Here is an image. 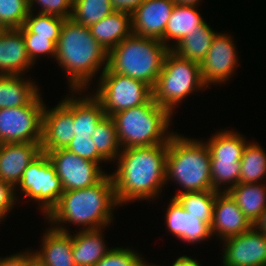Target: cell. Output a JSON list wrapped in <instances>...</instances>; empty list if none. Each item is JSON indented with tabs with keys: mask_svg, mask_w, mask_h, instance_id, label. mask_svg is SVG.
Segmentation results:
<instances>
[{
	"mask_svg": "<svg viewBox=\"0 0 266 266\" xmlns=\"http://www.w3.org/2000/svg\"><path fill=\"white\" fill-rule=\"evenodd\" d=\"M168 143L122 149L117 170L111 174L119 205L154 199L166 182Z\"/></svg>",
	"mask_w": 266,
	"mask_h": 266,
	"instance_id": "cell-1",
	"label": "cell"
},
{
	"mask_svg": "<svg viewBox=\"0 0 266 266\" xmlns=\"http://www.w3.org/2000/svg\"><path fill=\"white\" fill-rule=\"evenodd\" d=\"M59 66L68 76L71 90L79 93L99 71L108 67V51L91 35L87 26L65 19L56 43ZM85 87V88H84Z\"/></svg>",
	"mask_w": 266,
	"mask_h": 266,
	"instance_id": "cell-2",
	"label": "cell"
},
{
	"mask_svg": "<svg viewBox=\"0 0 266 266\" xmlns=\"http://www.w3.org/2000/svg\"><path fill=\"white\" fill-rule=\"evenodd\" d=\"M118 205L109 174L94 186L64 191L46 219L58 225L65 222L84 225L83 230L103 229L111 223V210Z\"/></svg>",
	"mask_w": 266,
	"mask_h": 266,
	"instance_id": "cell-3",
	"label": "cell"
},
{
	"mask_svg": "<svg viewBox=\"0 0 266 266\" xmlns=\"http://www.w3.org/2000/svg\"><path fill=\"white\" fill-rule=\"evenodd\" d=\"M169 179L181 185L184 190L180 193L213 190L206 143L173 133L167 148L166 183Z\"/></svg>",
	"mask_w": 266,
	"mask_h": 266,
	"instance_id": "cell-4",
	"label": "cell"
},
{
	"mask_svg": "<svg viewBox=\"0 0 266 266\" xmlns=\"http://www.w3.org/2000/svg\"><path fill=\"white\" fill-rule=\"evenodd\" d=\"M169 50L160 40L132 33L108 52V68L153 89Z\"/></svg>",
	"mask_w": 266,
	"mask_h": 266,
	"instance_id": "cell-5",
	"label": "cell"
},
{
	"mask_svg": "<svg viewBox=\"0 0 266 266\" xmlns=\"http://www.w3.org/2000/svg\"><path fill=\"white\" fill-rule=\"evenodd\" d=\"M171 116L166 108L159 106L153 97L145 104L113 114L117 138L121 149L149 147L168 143Z\"/></svg>",
	"mask_w": 266,
	"mask_h": 266,
	"instance_id": "cell-6",
	"label": "cell"
},
{
	"mask_svg": "<svg viewBox=\"0 0 266 266\" xmlns=\"http://www.w3.org/2000/svg\"><path fill=\"white\" fill-rule=\"evenodd\" d=\"M197 88H206L200 64L185 59L170 49L165 55L162 70L152 89L154 101L172 114L175 105Z\"/></svg>",
	"mask_w": 266,
	"mask_h": 266,
	"instance_id": "cell-7",
	"label": "cell"
},
{
	"mask_svg": "<svg viewBox=\"0 0 266 266\" xmlns=\"http://www.w3.org/2000/svg\"><path fill=\"white\" fill-rule=\"evenodd\" d=\"M95 97L107 116L147 103L153 97L152 88L143 81L102 69Z\"/></svg>",
	"mask_w": 266,
	"mask_h": 266,
	"instance_id": "cell-8",
	"label": "cell"
},
{
	"mask_svg": "<svg viewBox=\"0 0 266 266\" xmlns=\"http://www.w3.org/2000/svg\"><path fill=\"white\" fill-rule=\"evenodd\" d=\"M211 154V184L215 191L222 192L220 185L227 183L223 192H227L239 183L240 160L246 144L237 132L220 131L205 142Z\"/></svg>",
	"mask_w": 266,
	"mask_h": 266,
	"instance_id": "cell-9",
	"label": "cell"
},
{
	"mask_svg": "<svg viewBox=\"0 0 266 266\" xmlns=\"http://www.w3.org/2000/svg\"><path fill=\"white\" fill-rule=\"evenodd\" d=\"M44 108L38 94L28 105L0 109V144L41 143Z\"/></svg>",
	"mask_w": 266,
	"mask_h": 266,
	"instance_id": "cell-10",
	"label": "cell"
},
{
	"mask_svg": "<svg viewBox=\"0 0 266 266\" xmlns=\"http://www.w3.org/2000/svg\"><path fill=\"white\" fill-rule=\"evenodd\" d=\"M18 185L28 199L38 201L45 217L57 205L64 192L55 167L43 152L24 170Z\"/></svg>",
	"mask_w": 266,
	"mask_h": 266,
	"instance_id": "cell-11",
	"label": "cell"
},
{
	"mask_svg": "<svg viewBox=\"0 0 266 266\" xmlns=\"http://www.w3.org/2000/svg\"><path fill=\"white\" fill-rule=\"evenodd\" d=\"M46 154L55 167L64 191L94 186L107 175L99 163L81 158L67 149L53 150Z\"/></svg>",
	"mask_w": 266,
	"mask_h": 266,
	"instance_id": "cell-12",
	"label": "cell"
},
{
	"mask_svg": "<svg viewBox=\"0 0 266 266\" xmlns=\"http://www.w3.org/2000/svg\"><path fill=\"white\" fill-rule=\"evenodd\" d=\"M73 97H67L55 108H44L41 150L66 149L74 138Z\"/></svg>",
	"mask_w": 266,
	"mask_h": 266,
	"instance_id": "cell-13",
	"label": "cell"
},
{
	"mask_svg": "<svg viewBox=\"0 0 266 266\" xmlns=\"http://www.w3.org/2000/svg\"><path fill=\"white\" fill-rule=\"evenodd\" d=\"M223 241V266H266V234L255 226Z\"/></svg>",
	"mask_w": 266,
	"mask_h": 266,
	"instance_id": "cell-14",
	"label": "cell"
},
{
	"mask_svg": "<svg viewBox=\"0 0 266 266\" xmlns=\"http://www.w3.org/2000/svg\"><path fill=\"white\" fill-rule=\"evenodd\" d=\"M236 46L230 36L217 33L205 58L200 63L205 86L227 81L238 65Z\"/></svg>",
	"mask_w": 266,
	"mask_h": 266,
	"instance_id": "cell-15",
	"label": "cell"
},
{
	"mask_svg": "<svg viewBox=\"0 0 266 266\" xmlns=\"http://www.w3.org/2000/svg\"><path fill=\"white\" fill-rule=\"evenodd\" d=\"M174 5L173 0H145L131 13L133 34L162 42Z\"/></svg>",
	"mask_w": 266,
	"mask_h": 266,
	"instance_id": "cell-16",
	"label": "cell"
},
{
	"mask_svg": "<svg viewBox=\"0 0 266 266\" xmlns=\"http://www.w3.org/2000/svg\"><path fill=\"white\" fill-rule=\"evenodd\" d=\"M253 226L228 192L217 193L211 223L212 235L217 233L225 240L244 233Z\"/></svg>",
	"mask_w": 266,
	"mask_h": 266,
	"instance_id": "cell-17",
	"label": "cell"
},
{
	"mask_svg": "<svg viewBox=\"0 0 266 266\" xmlns=\"http://www.w3.org/2000/svg\"><path fill=\"white\" fill-rule=\"evenodd\" d=\"M41 152V143L0 144V179L16 189L24 170Z\"/></svg>",
	"mask_w": 266,
	"mask_h": 266,
	"instance_id": "cell-18",
	"label": "cell"
},
{
	"mask_svg": "<svg viewBox=\"0 0 266 266\" xmlns=\"http://www.w3.org/2000/svg\"><path fill=\"white\" fill-rule=\"evenodd\" d=\"M165 219L169 231L182 241L196 243L212 236L211 226L187 213L174 197L170 199Z\"/></svg>",
	"mask_w": 266,
	"mask_h": 266,
	"instance_id": "cell-19",
	"label": "cell"
},
{
	"mask_svg": "<svg viewBox=\"0 0 266 266\" xmlns=\"http://www.w3.org/2000/svg\"><path fill=\"white\" fill-rule=\"evenodd\" d=\"M33 65L22 32L19 29L0 30V75H21Z\"/></svg>",
	"mask_w": 266,
	"mask_h": 266,
	"instance_id": "cell-20",
	"label": "cell"
},
{
	"mask_svg": "<svg viewBox=\"0 0 266 266\" xmlns=\"http://www.w3.org/2000/svg\"><path fill=\"white\" fill-rule=\"evenodd\" d=\"M52 227L43 235L41 250L33 254L48 266H75L72 234L61 225Z\"/></svg>",
	"mask_w": 266,
	"mask_h": 266,
	"instance_id": "cell-21",
	"label": "cell"
},
{
	"mask_svg": "<svg viewBox=\"0 0 266 266\" xmlns=\"http://www.w3.org/2000/svg\"><path fill=\"white\" fill-rule=\"evenodd\" d=\"M89 29L96 41L109 52L133 33L131 13L114 11Z\"/></svg>",
	"mask_w": 266,
	"mask_h": 266,
	"instance_id": "cell-22",
	"label": "cell"
},
{
	"mask_svg": "<svg viewBox=\"0 0 266 266\" xmlns=\"http://www.w3.org/2000/svg\"><path fill=\"white\" fill-rule=\"evenodd\" d=\"M102 230H80L72 236L75 266H94L111 250L105 246Z\"/></svg>",
	"mask_w": 266,
	"mask_h": 266,
	"instance_id": "cell-23",
	"label": "cell"
},
{
	"mask_svg": "<svg viewBox=\"0 0 266 266\" xmlns=\"http://www.w3.org/2000/svg\"><path fill=\"white\" fill-rule=\"evenodd\" d=\"M195 8L197 7L180 4L174 5L172 14L166 24L162 36V43L166 47L172 49L167 41H175L174 43L177 45L186 34L195 29H199V25H202L205 22Z\"/></svg>",
	"mask_w": 266,
	"mask_h": 266,
	"instance_id": "cell-24",
	"label": "cell"
},
{
	"mask_svg": "<svg viewBox=\"0 0 266 266\" xmlns=\"http://www.w3.org/2000/svg\"><path fill=\"white\" fill-rule=\"evenodd\" d=\"M254 225L266 209V187L259 183H238L227 191Z\"/></svg>",
	"mask_w": 266,
	"mask_h": 266,
	"instance_id": "cell-25",
	"label": "cell"
},
{
	"mask_svg": "<svg viewBox=\"0 0 266 266\" xmlns=\"http://www.w3.org/2000/svg\"><path fill=\"white\" fill-rule=\"evenodd\" d=\"M73 96L74 137H88L106 116L100 101L93 95L82 98Z\"/></svg>",
	"mask_w": 266,
	"mask_h": 266,
	"instance_id": "cell-26",
	"label": "cell"
},
{
	"mask_svg": "<svg viewBox=\"0 0 266 266\" xmlns=\"http://www.w3.org/2000/svg\"><path fill=\"white\" fill-rule=\"evenodd\" d=\"M22 75H0V109L28 105L38 94L35 83Z\"/></svg>",
	"mask_w": 266,
	"mask_h": 266,
	"instance_id": "cell-27",
	"label": "cell"
},
{
	"mask_svg": "<svg viewBox=\"0 0 266 266\" xmlns=\"http://www.w3.org/2000/svg\"><path fill=\"white\" fill-rule=\"evenodd\" d=\"M216 34L205 21L202 25H199V29L186 34L177 45L172 46L171 50L185 59L200 64L211 47Z\"/></svg>",
	"mask_w": 266,
	"mask_h": 266,
	"instance_id": "cell-28",
	"label": "cell"
},
{
	"mask_svg": "<svg viewBox=\"0 0 266 266\" xmlns=\"http://www.w3.org/2000/svg\"><path fill=\"white\" fill-rule=\"evenodd\" d=\"M217 193L218 191L215 190L184 193L178 192L174 198L178 200L187 213L211 226Z\"/></svg>",
	"mask_w": 266,
	"mask_h": 266,
	"instance_id": "cell-29",
	"label": "cell"
},
{
	"mask_svg": "<svg viewBox=\"0 0 266 266\" xmlns=\"http://www.w3.org/2000/svg\"><path fill=\"white\" fill-rule=\"evenodd\" d=\"M240 165L239 183H258L266 176L265 151L257 143H247Z\"/></svg>",
	"mask_w": 266,
	"mask_h": 266,
	"instance_id": "cell-30",
	"label": "cell"
},
{
	"mask_svg": "<svg viewBox=\"0 0 266 266\" xmlns=\"http://www.w3.org/2000/svg\"><path fill=\"white\" fill-rule=\"evenodd\" d=\"M98 153L106 161H115L122 149L117 138L116 125L111 116H105L96 126L91 135ZM120 150V151H119Z\"/></svg>",
	"mask_w": 266,
	"mask_h": 266,
	"instance_id": "cell-31",
	"label": "cell"
},
{
	"mask_svg": "<svg viewBox=\"0 0 266 266\" xmlns=\"http://www.w3.org/2000/svg\"><path fill=\"white\" fill-rule=\"evenodd\" d=\"M114 11L111 0H73L71 19L90 27Z\"/></svg>",
	"mask_w": 266,
	"mask_h": 266,
	"instance_id": "cell-32",
	"label": "cell"
},
{
	"mask_svg": "<svg viewBox=\"0 0 266 266\" xmlns=\"http://www.w3.org/2000/svg\"><path fill=\"white\" fill-rule=\"evenodd\" d=\"M33 16L34 14L29 12L23 26L19 30L21 32H32L35 36L48 37V39L56 44L65 19L43 13H38V15Z\"/></svg>",
	"mask_w": 266,
	"mask_h": 266,
	"instance_id": "cell-33",
	"label": "cell"
},
{
	"mask_svg": "<svg viewBox=\"0 0 266 266\" xmlns=\"http://www.w3.org/2000/svg\"><path fill=\"white\" fill-rule=\"evenodd\" d=\"M29 12V0H0V28L19 29Z\"/></svg>",
	"mask_w": 266,
	"mask_h": 266,
	"instance_id": "cell-34",
	"label": "cell"
},
{
	"mask_svg": "<svg viewBox=\"0 0 266 266\" xmlns=\"http://www.w3.org/2000/svg\"><path fill=\"white\" fill-rule=\"evenodd\" d=\"M143 258L129 248H111L94 266H141Z\"/></svg>",
	"mask_w": 266,
	"mask_h": 266,
	"instance_id": "cell-35",
	"label": "cell"
},
{
	"mask_svg": "<svg viewBox=\"0 0 266 266\" xmlns=\"http://www.w3.org/2000/svg\"><path fill=\"white\" fill-rule=\"evenodd\" d=\"M22 36L25 42L27 54L34 64L36 57L39 54H47L53 57L56 56V44L48 39V37L35 36L32 32H22Z\"/></svg>",
	"mask_w": 266,
	"mask_h": 266,
	"instance_id": "cell-36",
	"label": "cell"
},
{
	"mask_svg": "<svg viewBox=\"0 0 266 266\" xmlns=\"http://www.w3.org/2000/svg\"><path fill=\"white\" fill-rule=\"evenodd\" d=\"M34 3L40 4L39 6L42 7V10L38 13L54 15L64 19L71 18L73 0H29L30 12L33 11Z\"/></svg>",
	"mask_w": 266,
	"mask_h": 266,
	"instance_id": "cell-37",
	"label": "cell"
},
{
	"mask_svg": "<svg viewBox=\"0 0 266 266\" xmlns=\"http://www.w3.org/2000/svg\"><path fill=\"white\" fill-rule=\"evenodd\" d=\"M68 151L75 153L81 158L99 163L106 161L97 151L95 143L92 138L88 137H74L66 148Z\"/></svg>",
	"mask_w": 266,
	"mask_h": 266,
	"instance_id": "cell-38",
	"label": "cell"
},
{
	"mask_svg": "<svg viewBox=\"0 0 266 266\" xmlns=\"http://www.w3.org/2000/svg\"><path fill=\"white\" fill-rule=\"evenodd\" d=\"M16 197L14 187L0 179V221L8 214L13 205L16 204Z\"/></svg>",
	"mask_w": 266,
	"mask_h": 266,
	"instance_id": "cell-39",
	"label": "cell"
},
{
	"mask_svg": "<svg viewBox=\"0 0 266 266\" xmlns=\"http://www.w3.org/2000/svg\"><path fill=\"white\" fill-rule=\"evenodd\" d=\"M0 266H29V251L16 253L5 258L0 257Z\"/></svg>",
	"mask_w": 266,
	"mask_h": 266,
	"instance_id": "cell-40",
	"label": "cell"
},
{
	"mask_svg": "<svg viewBox=\"0 0 266 266\" xmlns=\"http://www.w3.org/2000/svg\"><path fill=\"white\" fill-rule=\"evenodd\" d=\"M145 0H111L115 11H123L132 13L137 9Z\"/></svg>",
	"mask_w": 266,
	"mask_h": 266,
	"instance_id": "cell-41",
	"label": "cell"
},
{
	"mask_svg": "<svg viewBox=\"0 0 266 266\" xmlns=\"http://www.w3.org/2000/svg\"><path fill=\"white\" fill-rule=\"evenodd\" d=\"M172 266H201L198 261L188 257V256H180L176 259V261L172 264Z\"/></svg>",
	"mask_w": 266,
	"mask_h": 266,
	"instance_id": "cell-42",
	"label": "cell"
},
{
	"mask_svg": "<svg viewBox=\"0 0 266 266\" xmlns=\"http://www.w3.org/2000/svg\"><path fill=\"white\" fill-rule=\"evenodd\" d=\"M254 226L266 234V209L263 212L262 216L258 219V221L254 224Z\"/></svg>",
	"mask_w": 266,
	"mask_h": 266,
	"instance_id": "cell-43",
	"label": "cell"
},
{
	"mask_svg": "<svg viewBox=\"0 0 266 266\" xmlns=\"http://www.w3.org/2000/svg\"><path fill=\"white\" fill-rule=\"evenodd\" d=\"M29 266H48L39 260L32 252H29Z\"/></svg>",
	"mask_w": 266,
	"mask_h": 266,
	"instance_id": "cell-44",
	"label": "cell"
},
{
	"mask_svg": "<svg viewBox=\"0 0 266 266\" xmlns=\"http://www.w3.org/2000/svg\"><path fill=\"white\" fill-rule=\"evenodd\" d=\"M175 4H180V5H187V6H198L199 0H173Z\"/></svg>",
	"mask_w": 266,
	"mask_h": 266,
	"instance_id": "cell-45",
	"label": "cell"
},
{
	"mask_svg": "<svg viewBox=\"0 0 266 266\" xmlns=\"http://www.w3.org/2000/svg\"><path fill=\"white\" fill-rule=\"evenodd\" d=\"M141 266H155V265H151V264L149 265V263L146 264V262L143 261L142 264H141Z\"/></svg>",
	"mask_w": 266,
	"mask_h": 266,
	"instance_id": "cell-46",
	"label": "cell"
}]
</instances>
